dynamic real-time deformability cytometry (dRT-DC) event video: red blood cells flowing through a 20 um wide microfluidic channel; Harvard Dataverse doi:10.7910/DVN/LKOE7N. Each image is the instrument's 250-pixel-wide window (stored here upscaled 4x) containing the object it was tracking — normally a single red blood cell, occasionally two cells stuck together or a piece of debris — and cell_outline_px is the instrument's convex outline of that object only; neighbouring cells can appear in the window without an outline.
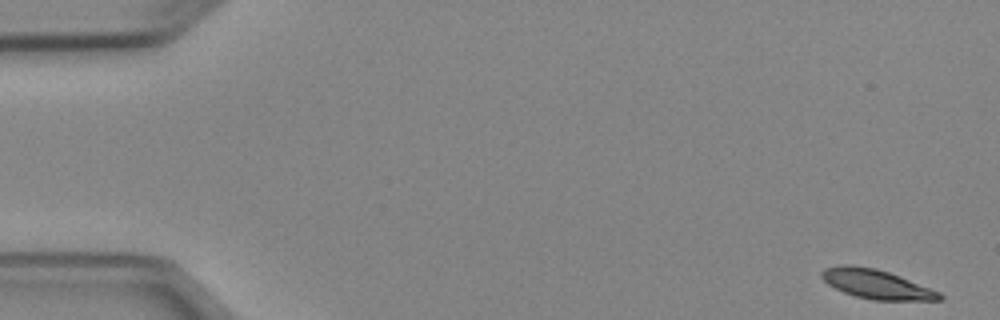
{"species": "Egyptian fruit bat (a non-hibernating species)", "species_latin": "Rousettus aegyptiacus", "temperature_condition": "cold", "stored_images_in_passage": 51, "camera_frame_rate_fps": 3000, "um_per_image_px": 0.085, "animal": {"sex": "female"}, "frame": {"image": 1, "passage_image": 1, "time_ms": 0.0, "image_size_px": [1000, 320], "cell_outline_px": [[944, 300], [872, 300], [856, 296], [844, 292], [828, 284], [820, 276], [820, 272], [824, 268], [840, 264], [852, 264], [876, 268], [900, 276], [940, 292], [944, 296]], "centroid_in_image_um": [74.48, 24.14], "position_along_channel_um": 10.5, "area_um2": 20.17}}
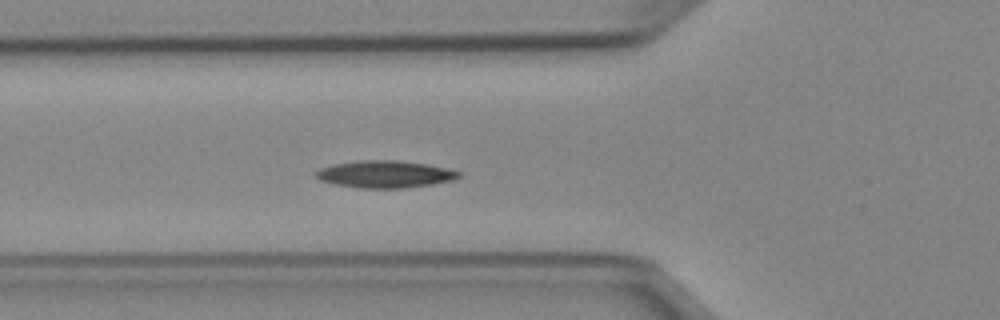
{"frame": {"image": 2, "passage_image": 18, "time_ms": 5.667, "image_size_px": [1000, 320], "cell_outline_px": [[460, 176], [452, 180], [432, 184], [404, 188], [356, 188], [336, 184], [320, 180], [316, 176], [316, 172], [320, 168], [332, 164], [364, 160], [396, 160], [428, 164], [460, 172]], "centroid_in_image_um": [32.7, 14.81], "position_along_channel_um": 93.1, "area_um2": 22.43}}
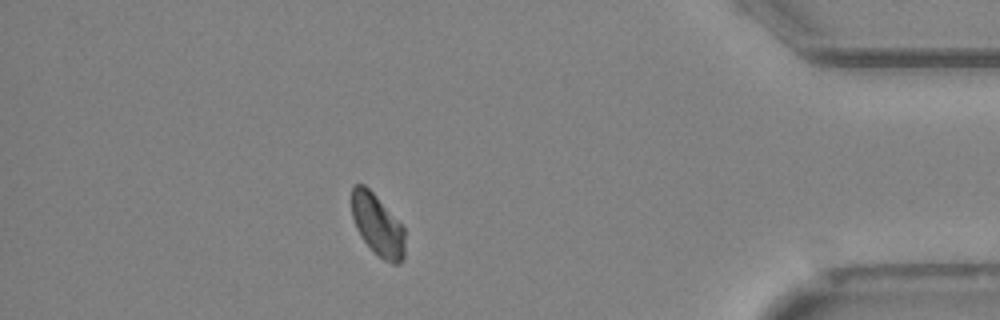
{"frame": {"image": 3, "passage_image": 45, "time_ms": 14.667, "image_size_px": [1000, 320], "cell_outline_px": [[404, 260], [400, 264], [392, 264], [384, 260], [360, 236], [356, 228], [352, 216], [352, 184], [364, 184], [376, 196], [404, 228]], "centroid_in_image_um": [32.09, 19.14], "position_along_channel_um": 403.1, "area_um2": 18.79}}